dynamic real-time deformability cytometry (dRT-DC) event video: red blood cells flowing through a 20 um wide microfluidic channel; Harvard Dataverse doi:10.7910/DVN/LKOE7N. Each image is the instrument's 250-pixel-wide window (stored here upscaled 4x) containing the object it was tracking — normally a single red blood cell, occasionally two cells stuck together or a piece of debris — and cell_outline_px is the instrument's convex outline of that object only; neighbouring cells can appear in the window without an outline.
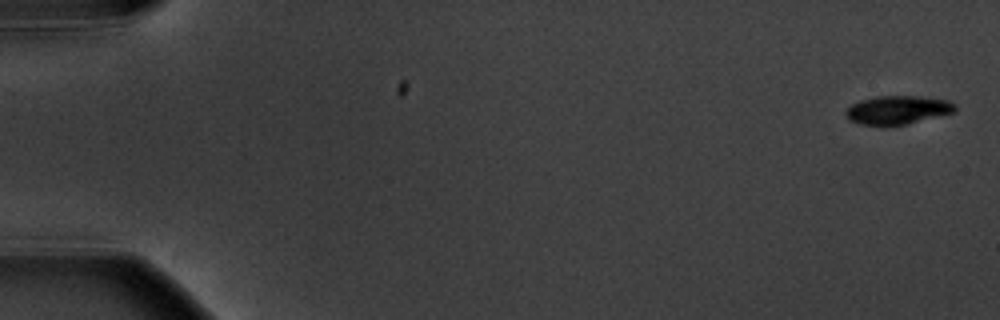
{"species": "common noctule bat (a hibernating species)", "species_latin": "Nyctalus noctula", "temperature_condition": "warm", "stored_images_in_passage": 8, "camera_frame_rate_fps": 3000, "um_per_image_px": 0.085, "animal": {"sex": "male", "body_mass_g": 20.1, "forearm_length_mm": 53.5}, "frame": {"image": 1, "passage_image": 1, "time_ms": 0.0, "image_size_px": [1000, 320], "cell_outline_px": [[956, 112], [908, 124], [884, 128], [880, 128], [860, 124], [848, 120], [844, 116], [844, 112], [852, 104], [860, 100], [876, 96], [920, 96], [948, 100], [956, 104]], "centroid_in_image_um": [76.27, 9.38], "position_along_channel_um": 8.7, "area_um2": 18.96}}
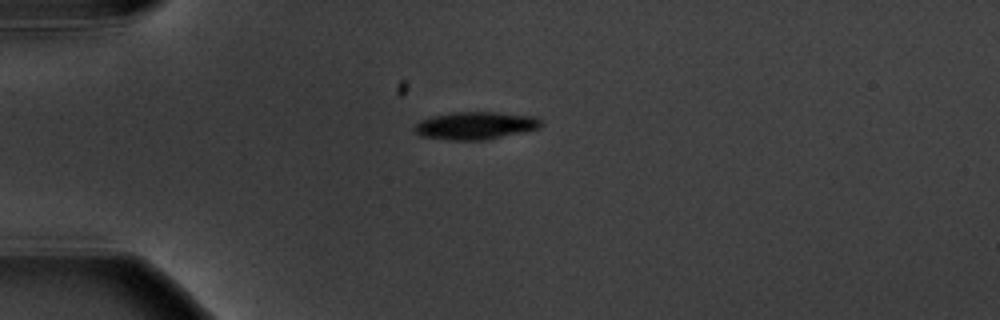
{"frame": {"image": 2, "passage_image": 5, "time_ms": 4.667, "image_size_px": [1000, 320], "cell_outline_px": [[544, 124], [540, 128], [484, 140], [448, 140], [420, 136], [412, 128], [420, 120], [432, 116], [452, 112], [496, 112], [536, 116], [544, 120]], "centroid_in_image_um": [40.43, 10.67], "position_along_channel_um": 44.6, "area_um2": 20.58}}
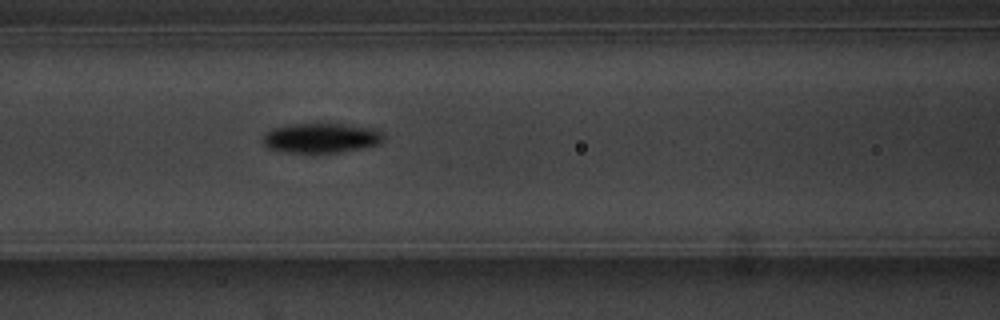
{"frame": {"image": 3, "passage_image": 8, "time_ms": 8.0, "image_size_px": [1000, 320], "cell_outline_px": [[384, 140], [380, 144], [340, 152], [284, 152], [268, 148], [260, 140], [264, 132], [272, 128], [288, 124], [328, 120], [376, 128], [384, 132]], "centroid_in_image_um": [27.31, 11.65], "position_along_channel_um": 139.3, "area_um2": 22.25}}